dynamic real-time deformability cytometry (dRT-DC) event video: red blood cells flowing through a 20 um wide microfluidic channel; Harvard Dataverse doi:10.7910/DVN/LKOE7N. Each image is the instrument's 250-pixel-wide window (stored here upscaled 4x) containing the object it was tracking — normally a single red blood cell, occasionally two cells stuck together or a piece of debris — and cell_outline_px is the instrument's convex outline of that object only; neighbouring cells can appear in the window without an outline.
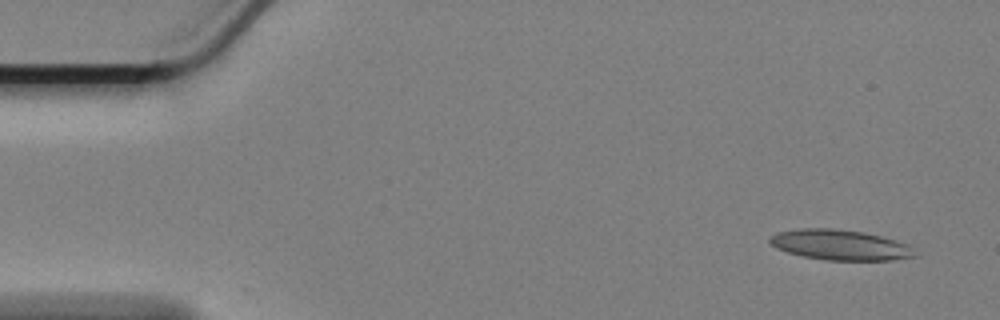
{"species": "Egyptian fruit bat (a non-hibernating species)", "species_latin": "Rousettus aegyptiacus", "temperature_condition": "cold", "stored_images_in_passage": 56, "camera_frame_rate_fps": 3000, "um_per_image_px": 0.085, "animal": {"sex": "female"}, "frame": {"image": 1, "passage_image": 1, "time_ms": 0.0, "image_size_px": [1000, 320], "cell_outline_px": [[920, 256], [892, 260], [828, 260], [804, 256], [788, 252], [776, 248], [768, 240], [768, 236], [776, 232], [796, 228], [832, 228], [864, 232], [880, 236], [908, 244]], "centroid_in_image_um": [71.4, 20.81], "position_along_channel_um": 13.6, "area_um2": 25.78}}
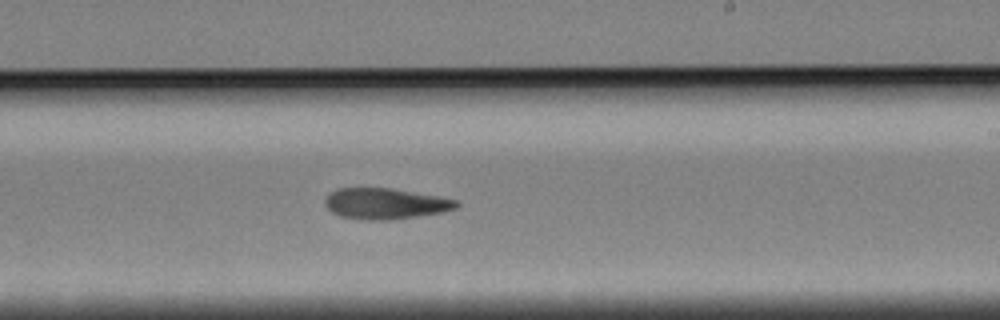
{"frame": {"image": 2, "passage_image": 32, "time_ms": 10.333, "image_size_px": [1000, 320], "cell_outline_px": [[460, 204], [456, 208], [444, 212], [420, 216], [392, 220], [364, 220], [340, 216], [332, 212], [324, 204], [324, 200], [328, 192], [336, 188], [392, 188], [440, 196], [460, 200]], "centroid_in_image_um": [32.77, 17.3], "position_along_channel_um": 256.2, "area_um2": 24.16}}
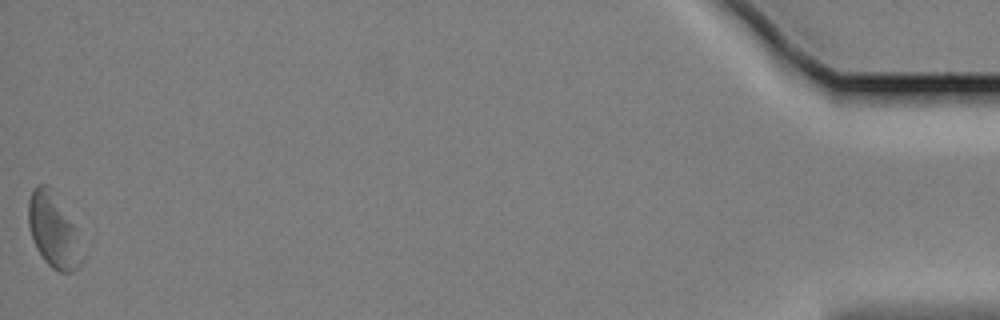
{"frame": {"image": 3, "passage_image": 56, "time_ms": 18.333, "image_size_px": [1000, 320], "cell_outline_px": [[84, 260], [72, 272], [60, 272], [52, 268], [44, 260], [36, 248], [28, 224], [28, 200], [32, 188], [36, 184], [48, 184], [52, 188], [72, 224], [84, 256]], "centroid_in_image_um": [4.51, 19.58], "position_along_channel_um": 430.7, "area_um2": 22.95}, "authors_computed_cell_mechanics": {"area_um2": 24.3627, "velocity_mm_per_s": 3.37, "shape_relaxation_time_tau1_ms": 7.6646, "shape_relaxation_time_tau2_ms": null, "deformation_change_tau1": 0.1615, "deformation_change_tau2": null}}